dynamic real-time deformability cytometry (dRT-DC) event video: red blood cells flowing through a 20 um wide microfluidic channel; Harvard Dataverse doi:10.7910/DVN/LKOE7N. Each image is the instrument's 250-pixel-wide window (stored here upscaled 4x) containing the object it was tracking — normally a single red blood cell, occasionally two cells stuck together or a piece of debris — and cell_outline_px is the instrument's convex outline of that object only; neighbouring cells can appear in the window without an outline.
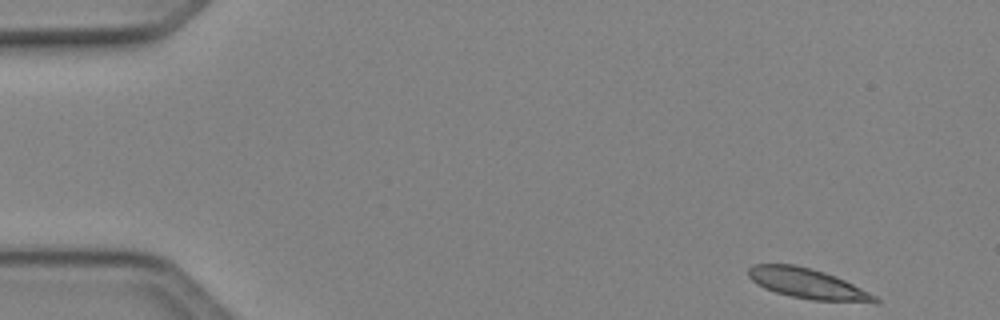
{"species": "Egyptian fruit bat (a non-hibernating species)", "species_latin": "Rousettus aegyptiacus", "temperature_condition": "cold", "stored_images_in_passage": 47, "camera_frame_rate_fps": 3000, "um_per_image_px": 0.085, "animal": {"sex": "female"}, "frame": {"image": 1, "passage_image": 1, "time_ms": 0.0, "image_size_px": [1000, 320], "cell_outline_px": [[880, 304], [876, 304], [812, 300], [792, 296], [776, 292], [764, 288], [756, 284], [748, 276], [748, 268], [752, 264], [796, 264], [824, 272], [836, 276], [876, 296], [880, 300]], "centroid_in_image_um": [68.68, 24.13], "position_along_channel_um": 16.3, "area_um2": 22.48}}
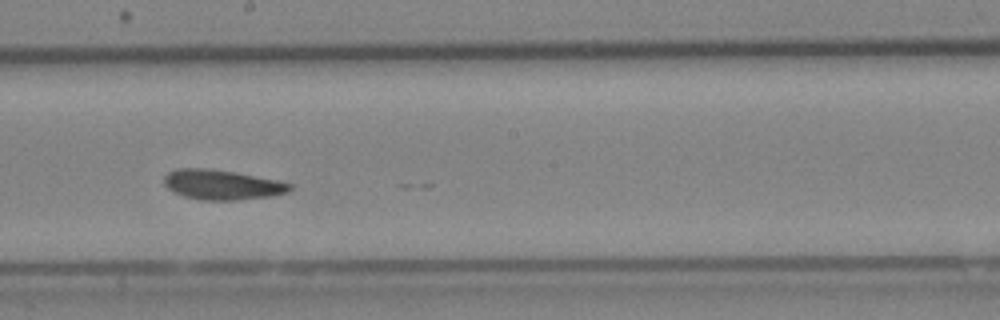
{"frame": {"image": 2, "passage_image": 25, "time_ms": 8.0, "image_size_px": [1000, 320], "cell_outline_px": [[292, 188], [288, 192], [272, 196], [236, 200], [200, 200], [184, 196], [168, 188], [164, 184], [164, 176], [168, 172], [180, 168], [208, 168], [236, 172], [280, 180], [292, 184]], "centroid_in_image_um": [18.9, 15.69], "position_along_channel_um": 229.3, "area_um2": 22.02}}
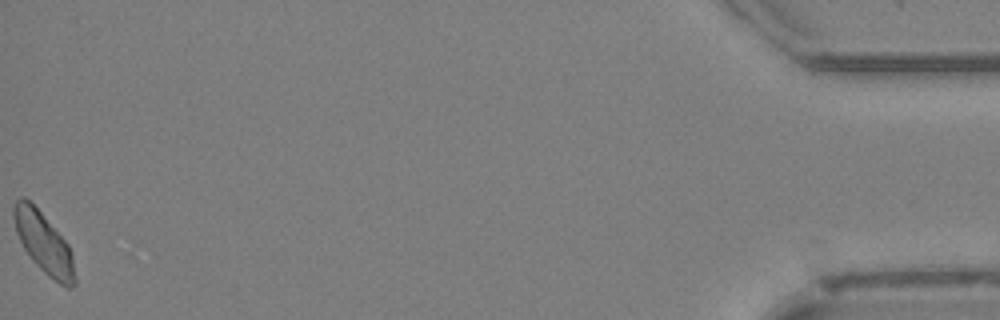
{"frame": {"image": 3, "passage_image": 47, "time_ms": 15.333, "image_size_px": [1000, 320], "cell_outline_px": [[76, 284], [72, 288], [68, 288], [60, 284], [48, 276], [32, 260], [24, 248], [16, 232], [12, 216], [12, 208], [16, 200], [20, 196], [24, 196], [40, 212], [68, 244], [72, 256], [76, 280]], "centroid_in_image_um": [3.7, 20.66], "position_along_channel_um": 431.5, "area_um2": 21.44}, "authors_computed_cell_mechanics": {"area_um2": 22.0218, "velocity_mm_per_s": 4.0611, "shape_relaxation_time_tau1_ms": 6.7447, "shape_relaxation_time_tau2_ms": 3.2423, "deformation_change_tau1": 0.1074, "deformation_change_tau2": 0.0434}}